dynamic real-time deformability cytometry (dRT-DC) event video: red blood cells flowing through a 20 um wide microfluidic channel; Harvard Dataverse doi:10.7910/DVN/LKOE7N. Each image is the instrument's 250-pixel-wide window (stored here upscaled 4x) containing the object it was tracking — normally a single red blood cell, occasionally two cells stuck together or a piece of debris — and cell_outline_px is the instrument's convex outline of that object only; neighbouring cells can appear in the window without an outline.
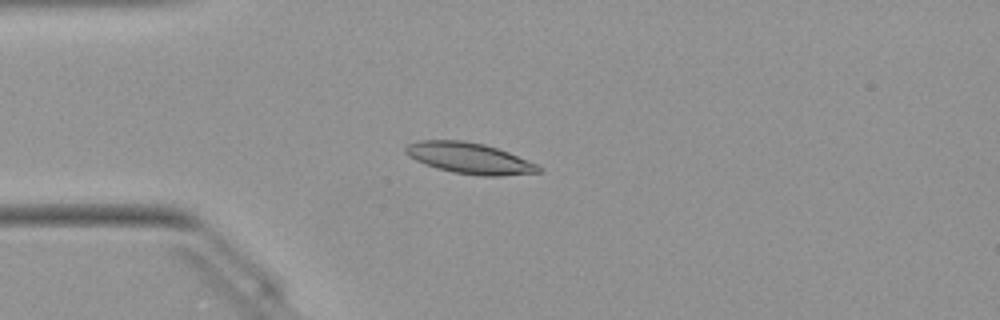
{"species": "Egyptian fruit bat (a non-hibernating species)", "species_latin": "Rousettus aegyptiacus", "temperature_condition": "warm", "stored_images_in_passage": 49, "camera_frame_rate_fps": 3000, "um_per_image_px": 0.085, "animal": {"sex": "female"}, "frame": {"image": 1, "passage_image": 12, "time_ms": 3.667, "image_size_px": [1000, 320], "cell_outline_px": [[544, 168], [540, 172], [500, 176], [480, 176], [452, 172], [436, 168], [424, 164], [408, 156], [404, 152], [404, 148], [408, 144], [420, 140], [464, 140], [484, 144], [508, 152], [536, 164]], "centroid_in_image_um": [39.88, 13.45], "position_along_channel_um": 45.1, "area_um2": 24.04}}
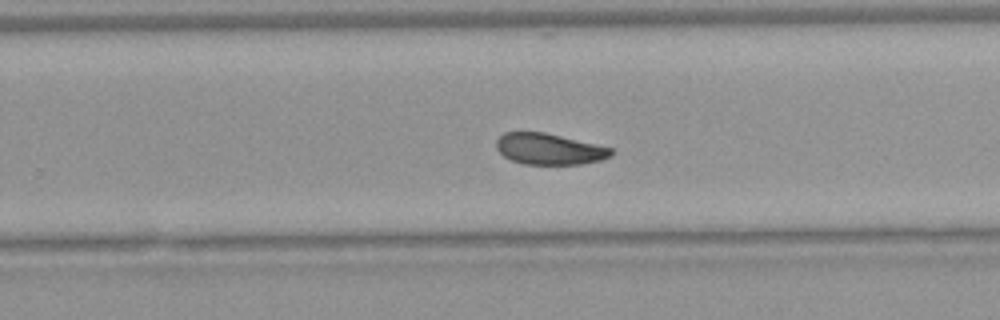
{"frame": {"image": 2, "passage_image": 31, "time_ms": 10.0, "image_size_px": [1000, 320], "cell_outline_px": [[616, 152], [612, 156], [600, 160], [580, 164], [524, 164], [512, 160], [504, 156], [496, 148], [496, 140], [504, 132], [544, 132], [596, 144], [612, 148]], "centroid_in_image_um": [46.7, 12.66], "position_along_channel_um": 283.1, "area_um2": 20.81}}
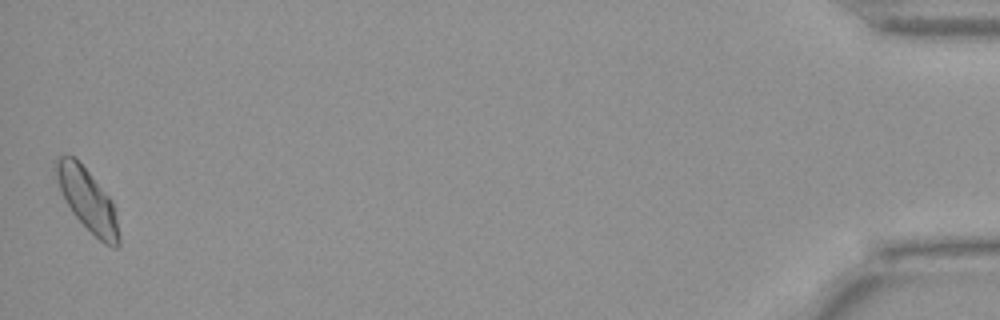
{"frame": {"image": 3, "passage_image": 49, "time_ms": 16.0, "image_size_px": [1000, 320], "cell_outline_px": [[120, 244], [116, 248], [112, 248], [104, 244], [72, 212], [56, 180], [52, 164], [52, 160], [56, 156], [72, 156], [88, 172], [112, 200], [120, 236]], "centroid_in_image_um": [7.41, 16.98], "position_along_channel_um": 427.8, "area_um2": 22.43}, "authors_computed_cell_mechanics": {"area_um2": 22.1952, "velocity_mm_per_s": 4.0226, "shape_relaxation_time_tau1_ms": 4.4465, "shape_relaxation_time_tau2_ms": 4.1034, "deformation_change_tau1": 0.1201, "deformation_change_tau2": 0.0912}}